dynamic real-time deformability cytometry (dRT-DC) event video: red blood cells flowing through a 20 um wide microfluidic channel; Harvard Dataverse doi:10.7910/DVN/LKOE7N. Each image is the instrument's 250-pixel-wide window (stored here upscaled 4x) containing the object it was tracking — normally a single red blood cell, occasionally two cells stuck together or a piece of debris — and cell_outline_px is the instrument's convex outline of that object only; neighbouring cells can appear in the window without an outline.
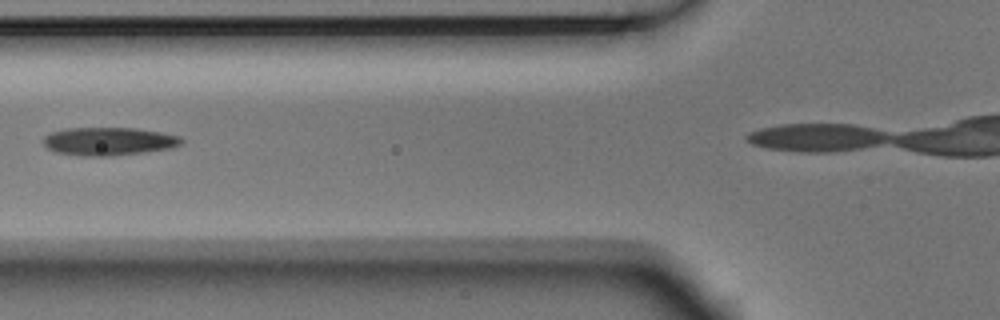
{"species": "Egyptian fruit bat (a non-hibernating species)", "species_latin": "Rousettus aegyptiacus", "temperature_condition": "room temperature", "stored_images_in_passage": 13, "camera_frame_rate_fps": 3000, "um_per_image_px": 0.085, "animal": {"sex": "male"}, "frame": {"image": 1, "passage_image": 3, "time_ms": 0.667, "image_size_px": [1000, 320], "cell_outline_px": [[184, 140], [180, 144], [172, 148], [144, 152], [112, 156], [80, 156], [56, 152], [48, 148], [44, 144], [44, 136], [52, 132], [68, 128], [136, 128], [160, 132], [180, 136]], "centroid_in_image_um": [9.26, 12.01], "position_along_channel_um": 116.5, "area_um2": 22.6}}
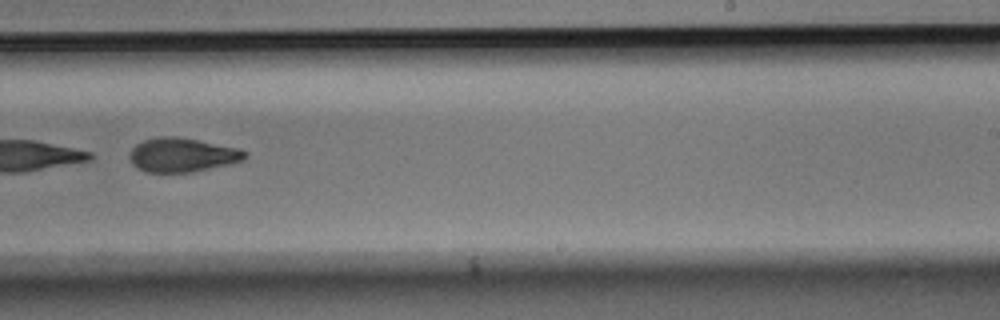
{"frame": {"image": 2, "passage_image": 8, "time_ms": 2.333, "image_size_px": [1000, 320], "cell_outline_px": [[248, 156], [244, 160], [228, 164], [192, 172], [144, 172], [132, 164], [128, 156], [128, 152], [136, 144], [144, 140], [160, 136], [176, 136], [236, 148], [248, 152]], "centroid_in_image_um": [15.44, 13.17], "position_along_channel_um": 273.6, "area_um2": 22.83}}
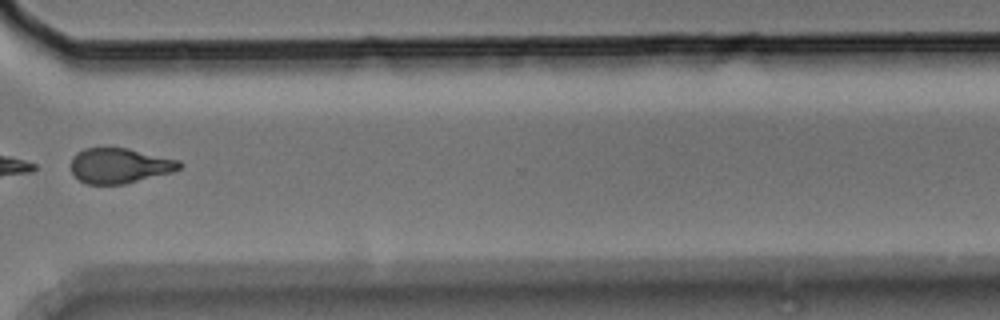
{"frame": {"image": 3, "passage_image": 10, "time_ms": 3.0, "image_size_px": [1000, 320], "cell_outline_px": [[184, 164], [180, 168], [172, 172], [124, 184], [84, 184], [72, 172], [72, 156], [76, 152], [84, 148], [128, 148], [180, 160]], "centroid_in_image_um": [10.18, 14.07], "position_along_channel_um": 360.4, "area_um2": 22.25}}